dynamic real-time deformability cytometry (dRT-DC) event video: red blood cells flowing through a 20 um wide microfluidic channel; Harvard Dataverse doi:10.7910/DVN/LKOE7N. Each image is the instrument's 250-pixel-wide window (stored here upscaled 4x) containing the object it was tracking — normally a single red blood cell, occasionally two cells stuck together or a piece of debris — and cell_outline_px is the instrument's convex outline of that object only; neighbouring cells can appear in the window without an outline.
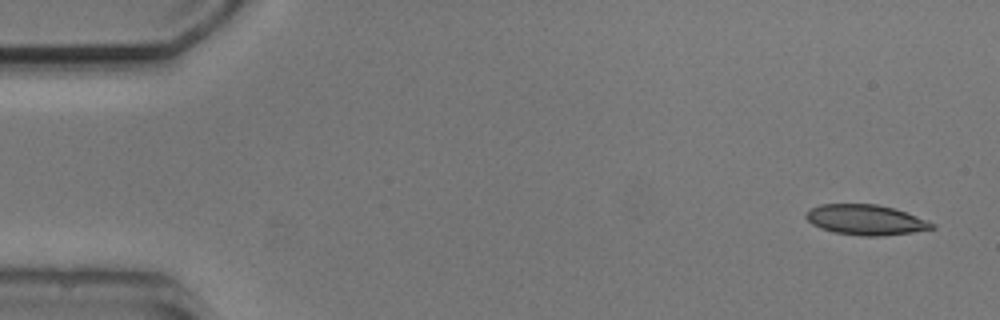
{"species": "common noctule bat (a hibernating species)", "species_latin": "Nyctalus noctula", "temperature_condition": "cold", "stored_images_in_passage": 6, "camera_frame_rate_fps": 3000, "um_per_image_px": 0.085, "animal": {"sex": "male", "body_mass_g": 20.5, "forearm_length_mm": 52.5}, "frame": {"image": 1, "passage_image": 1, "time_ms": 0.0, "image_size_px": [1000, 320], "cell_outline_px": [[936, 228], [912, 232], [880, 236], [860, 236], [832, 232], [820, 228], [812, 224], [804, 216], [812, 208], [820, 204], [876, 204], [892, 208], [928, 220], [936, 224]], "centroid_in_image_um": [73.59, 18.69], "position_along_channel_um": 11.4, "area_um2": 22.14}}
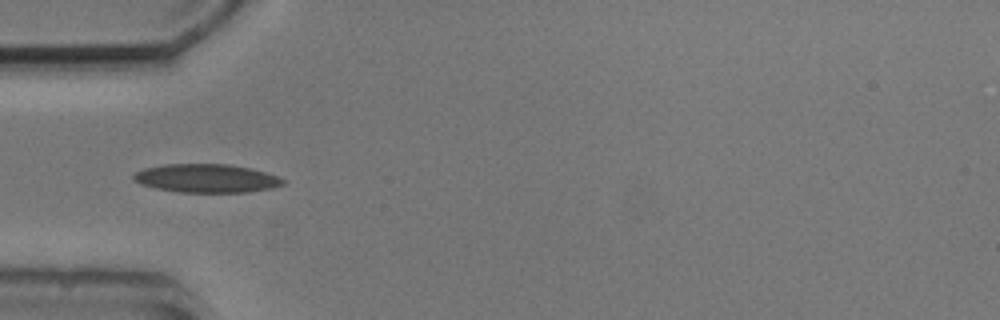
{"frame": {"image": 2, "passage_image": 5, "time_ms": 4.667, "image_size_px": [1000, 320], "cell_outline_px": [[284, 184], [272, 188], [248, 192], [180, 192], [156, 188], [140, 184], [132, 180], [132, 176], [136, 172], [144, 168], [164, 164], [228, 164], [248, 168], [280, 176], [284, 180]], "centroid_in_image_um": [17.53, 15.15], "position_along_channel_um": 67.5, "area_um2": 24.8}}